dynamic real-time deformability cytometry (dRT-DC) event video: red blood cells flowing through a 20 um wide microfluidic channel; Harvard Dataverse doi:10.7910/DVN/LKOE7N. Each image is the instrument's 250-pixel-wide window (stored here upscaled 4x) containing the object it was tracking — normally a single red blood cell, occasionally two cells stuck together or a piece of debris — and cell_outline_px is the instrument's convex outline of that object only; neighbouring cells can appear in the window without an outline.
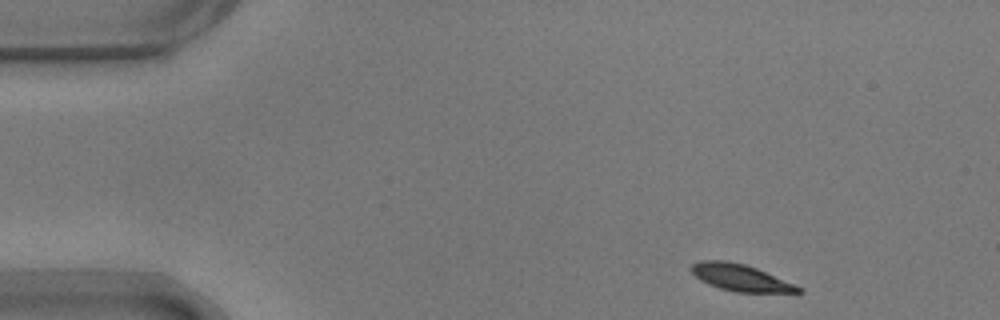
{"species": "common noctule bat (a hibernating species)", "species_latin": "Nyctalus noctula", "temperature_condition": "warm", "stored_images_in_passage": 9, "camera_frame_rate_fps": 3000, "um_per_image_px": 0.085, "animal": {"sex": "male", "body_mass_g": 17.9}, "frame": {"image": 1, "passage_image": 1, "time_ms": 0.0, "image_size_px": [1000, 320], "cell_outline_px": [[804, 292], [736, 292], [720, 288], [708, 284], [700, 280], [688, 268], [692, 264], [700, 260], [724, 260], [744, 264], [756, 268], [796, 284], [804, 288]], "centroid_in_image_um": [62.95, 23.59], "position_along_channel_um": 22.1, "area_um2": 16.7}}